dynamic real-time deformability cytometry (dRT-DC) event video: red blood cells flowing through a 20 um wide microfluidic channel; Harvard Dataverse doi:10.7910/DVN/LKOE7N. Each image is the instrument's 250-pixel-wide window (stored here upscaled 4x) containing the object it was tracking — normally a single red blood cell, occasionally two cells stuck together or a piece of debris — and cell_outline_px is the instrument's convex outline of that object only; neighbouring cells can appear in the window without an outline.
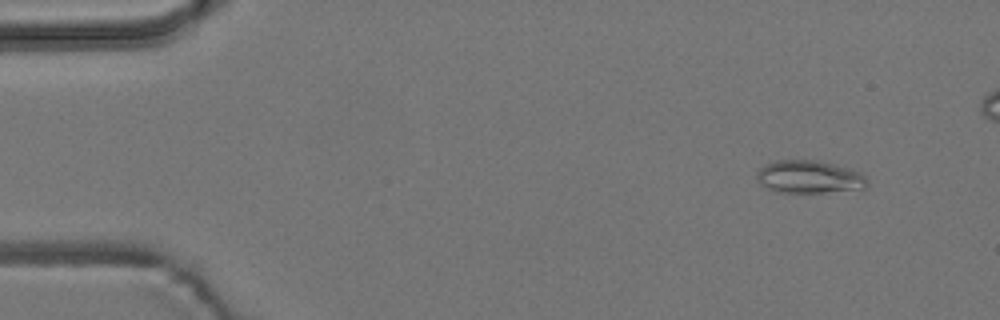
{"species": "common noctule bat (a hibernating species)", "species_latin": "Nyctalus noctula", "temperature_condition": "room temperature", "stored_images_in_passage": 5, "camera_frame_rate_fps": 3000, "um_per_image_px": 0.085, "animal": {"sex": "male", "body_mass_g": 19.2, "forearm_length_mm": 51.8}, "frame": {"image": 1, "passage_image": 2, "time_ms": 1.333, "image_size_px": [1000, 320], "cell_outline_px": [[868, 184], [864, 188], [824, 192], [776, 192], [760, 184], [756, 176], [756, 172], [764, 164], [776, 160], [816, 160], [852, 168], [860, 172], [868, 180]], "centroid_in_image_um": [68.77, 15.02], "position_along_channel_um": 16.2, "area_um2": 21.15}}